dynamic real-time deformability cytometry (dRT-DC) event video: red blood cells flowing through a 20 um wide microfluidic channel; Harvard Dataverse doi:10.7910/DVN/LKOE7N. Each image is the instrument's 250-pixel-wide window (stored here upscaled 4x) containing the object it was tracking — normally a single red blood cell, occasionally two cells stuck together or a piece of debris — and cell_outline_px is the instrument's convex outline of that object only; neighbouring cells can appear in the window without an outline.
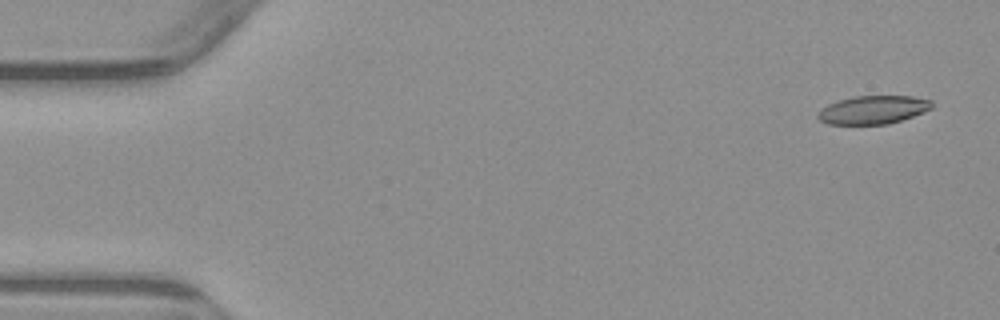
{"species": "common noctule bat (a hibernating species)", "species_latin": "Nyctalus noctula", "temperature_condition": "warm", "stored_images_in_passage": 6, "camera_frame_rate_fps": 3000, "um_per_image_px": 0.085, "animal": {"sex": "male", "body_mass_g": 23.1, "forearm_length_mm": 52.7}, "frame": {"image": 1, "passage_image": 1, "time_ms": 0.0, "image_size_px": [1000, 320], "cell_outline_px": [[932, 108], [912, 116], [888, 124], [828, 124], [820, 120], [816, 116], [828, 104], [852, 96], [912, 96], [932, 100]], "centroid_in_image_um": [74.22, 9.33], "position_along_channel_um": 10.8, "area_um2": 18.55}}
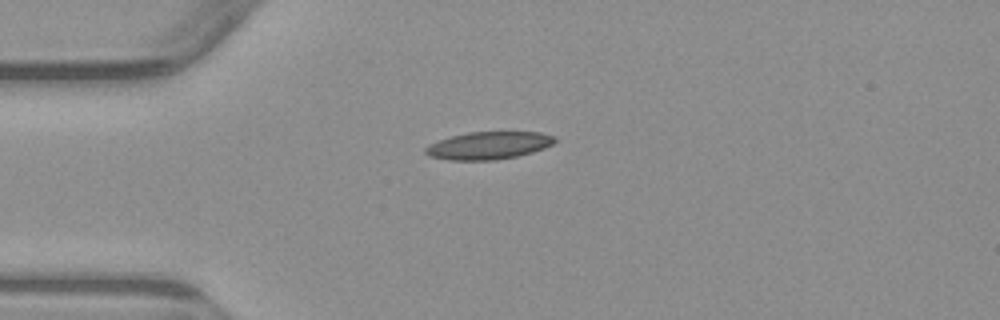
{"frame": {"image": 2, "passage_image": 4, "time_ms": 3.667, "image_size_px": [1000, 320], "cell_outline_px": [[556, 140], [552, 144], [544, 148], [532, 152], [516, 156], [492, 160], [448, 160], [428, 156], [424, 152], [424, 148], [440, 140], [452, 136], [468, 132], [540, 132], [556, 136]], "centroid_in_image_um": [41.54, 12.36], "position_along_channel_um": 43.5, "area_um2": 20.63}}
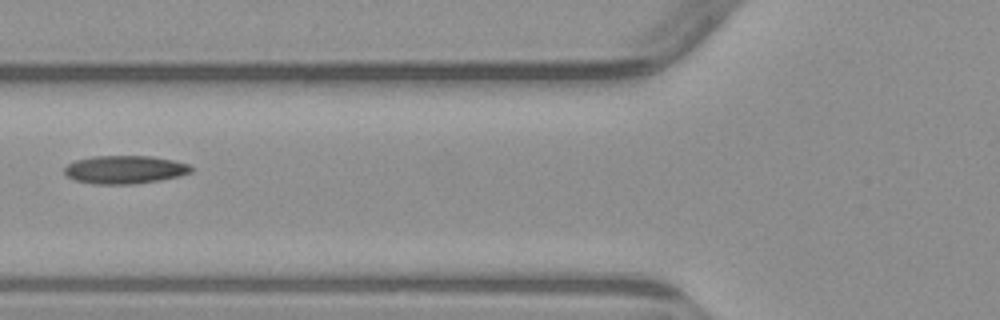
{"frame": {"image": 3, "passage_image": 6, "time_ms": 6.0, "image_size_px": [1000, 320], "cell_outline_px": [[196, 168], [192, 172], [180, 176], [160, 180], [132, 184], [96, 184], [76, 180], [68, 176], [64, 172], [64, 168], [68, 164], [76, 160], [92, 156], [152, 156], [172, 160], [188, 164]], "centroid_in_image_um": [10.65, 14.41], "position_along_channel_um": 115.1, "area_um2": 20.81}}